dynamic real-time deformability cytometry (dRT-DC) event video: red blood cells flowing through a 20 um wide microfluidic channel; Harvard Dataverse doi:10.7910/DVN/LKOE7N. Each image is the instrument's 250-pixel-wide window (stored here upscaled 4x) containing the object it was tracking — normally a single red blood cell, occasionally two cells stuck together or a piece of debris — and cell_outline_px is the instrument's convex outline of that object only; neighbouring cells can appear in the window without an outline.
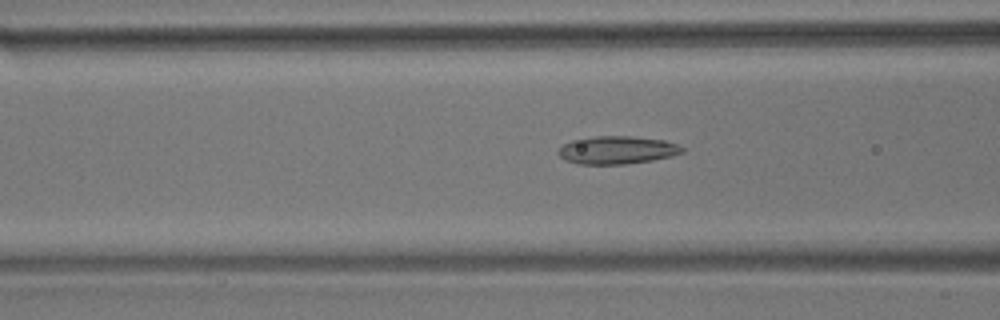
{"species": "common noctule bat (a hibernating species)", "species_latin": "Nyctalus noctula", "temperature_condition": "room temperature", "stored_images_in_passage": 56, "camera_frame_rate_fps": 3000, "um_per_image_px": 0.085, "animal": {"sex": "male", "body_mass_g": 17.9}, "frame": {"image": 1, "passage_image": 21, "time_ms": 6.667, "image_size_px": [1000, 320], "cell_outline_px": [[684, 152], [672, 156], [652, 160], [624, 164], [576, 164], [564, 160], [556, 152], [564, 144], [572, 140], [596, 136], [632, 136], [664, 140], [676, 144], [684, 148]], "centroid_in_image_um": [52.44, 12.76], "position_along_channel_um": 114.2, "area_um2": 20.17}}
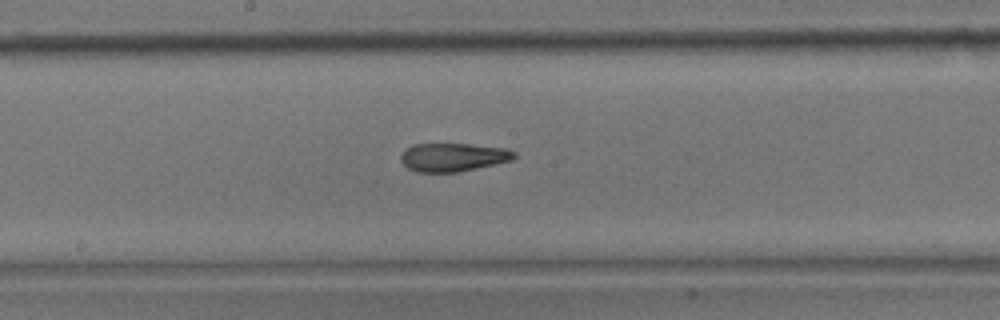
{"frame": {"image": 2, "passage_image": 29, "time_ms": 9.333, "image_size_px": [1000, 320], "cell_outline_px": [[516, 156], [512, 160], [496, 164], [456, 172], [416, 172], [408, 168], [400, 160], [400, 156], [412, 144], [468, 144], [508, 148], [516, 152]], "centroid_in_image_um": [38.54, 13.36], "position_along_channel_um": 209.7, "area_um2": 18.73}}
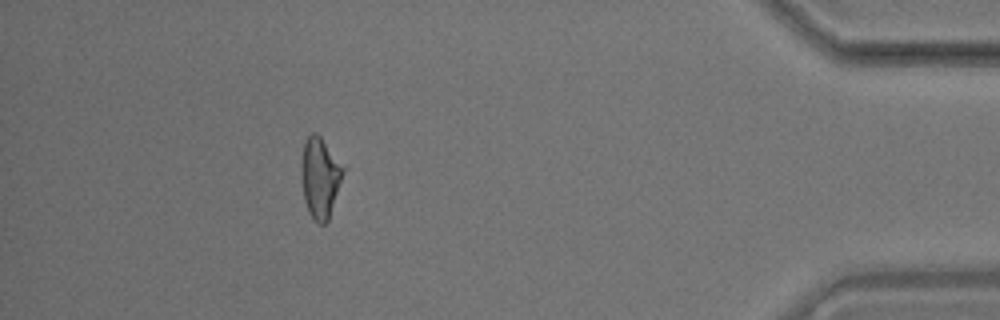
{"frame": {"image": 3, "passage_image": 50, "time_ms": 16.333, "image_size_px": [1000, 320], "cell_outline_px": [[344, 168], [328, 220], [324, 224], [320, 224], [308, 212], [304, 200], [304, 140], [312, 132], [316, 132], [320, 136]], "centroid_in_image_um": [27.22, 15.09], "position_along_channel_um": 408.0, "area_um2": 18.26}, "authors_computed_cell_mechanics": {"area_um2": 19.6809, "velocity_mm_per_s": 3.5739, "shape_relaxation_time_tau1_ms": 4.8862, "shape_relaxation_time_tau2_ms": 3.3937, "deformation_change_tau1": 0.1259, "deformation_change_tau2": 0.1388}}